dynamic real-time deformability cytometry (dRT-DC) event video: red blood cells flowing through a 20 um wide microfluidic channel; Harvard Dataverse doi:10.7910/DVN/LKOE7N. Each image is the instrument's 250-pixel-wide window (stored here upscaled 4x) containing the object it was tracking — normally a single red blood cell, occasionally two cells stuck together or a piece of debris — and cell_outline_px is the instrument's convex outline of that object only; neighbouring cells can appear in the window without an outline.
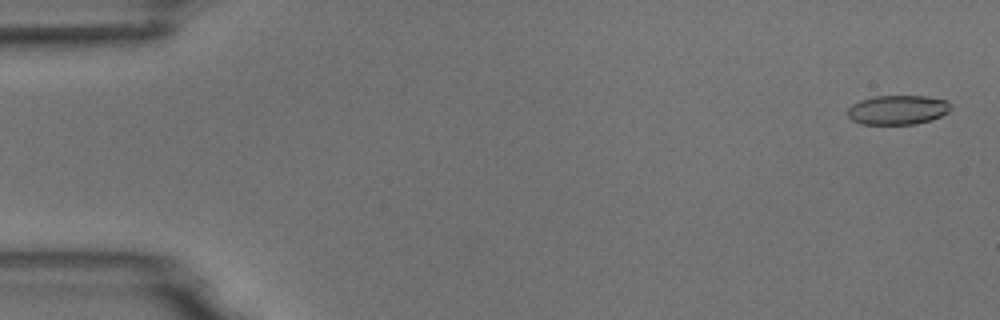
{"species": "common noctule bat (a hibernating species)", "species_latin": "Nyctalus noctula", "temperature_condition": "room temperature", "stored_images_in_passage": 5, "camera_frame_rate_fps": 3000, "um_per_image_px": 0.085, "animal": {"sex": "male", "body_mass_g": 18.8}, "frame": {"image": 1, "passage_image": 1, "time_ms": 0.0, "image_size_px": [1000, 320], "cell_outline_px": [[952, 108], [948, 112], [932, 120], [916, 124], [860, 124], [852, 120], [848, 116], [848, 108], [852, 104], [860, 100], [872, 96], [924, 96], [948, 100], [952, 104]], "centroid_in_image_um": [76.32, 9.33], "position_along_channel_um": 8.7, "area_um2": 17.86}}
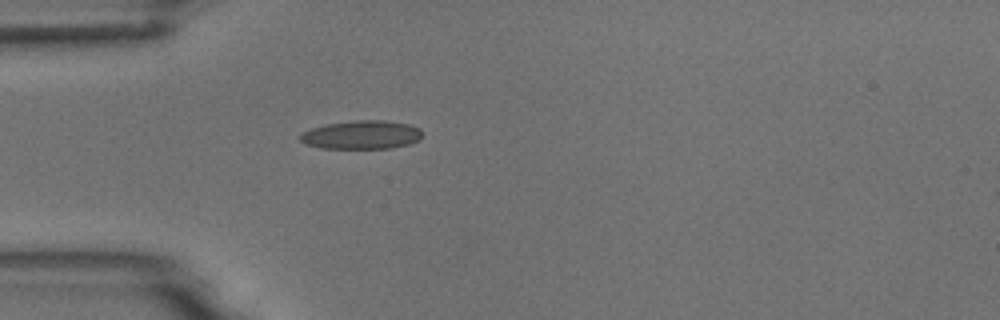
{"frame": {"image": 2, "passage_image": 5, "time_ms": 4.667, "image_size_px": [1000, 320], "cell_outline_px": [[420, 140], [408, 144], [392, 148], [320, 148], [304, 144], [300, 140], [300, 136], [304, 132], [312, 128], [328, 124], [356, 120], [384, 120], [408, 124], [420, 128]], "centroid_in_image_um": [30.74, 11.46], "position_along_channel_um": 54.3, "area_um2": 20.17}}